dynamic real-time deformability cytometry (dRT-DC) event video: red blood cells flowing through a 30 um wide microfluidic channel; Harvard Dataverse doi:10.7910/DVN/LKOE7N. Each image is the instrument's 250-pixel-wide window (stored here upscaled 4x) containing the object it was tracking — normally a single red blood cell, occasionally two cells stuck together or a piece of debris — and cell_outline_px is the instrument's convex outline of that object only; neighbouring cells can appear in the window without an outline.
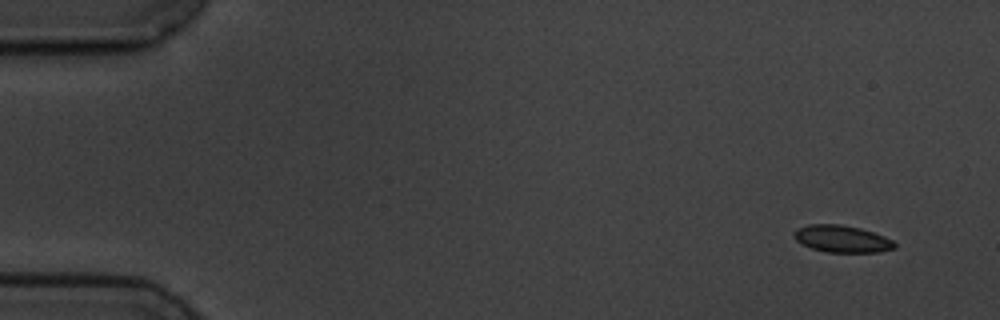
{"species": "common noctule bat (a hibernating species)", "species_latin": "Nyctalus noctula", "temperature_condition": "cold", "stored_images_in_passage": 4, "camera_frame_rate_fps": 3000, "um_per_image_px": 0.085, "animal": {"sex": "male", "body_mass_g": 19.5, "forearm_length_mm": 54.6}, "frame": {"image": 1, "passage_image": 1, "time_ms": 0.0, "image_size_px": [1000, 320], "cell_outline_px": [[896, 248], [880, 252], [828, 252], [812, 248], [800, 244], [792, 236], [792, 232], [796, 228], [808, 224], [840, 224], [860, 228], [884, 236], [892, 240], [896, 244]], "centroid_in_image_um": [71.52, 20.3], "position_along_channel_um": 13.5, "area_um2": 16.01}}
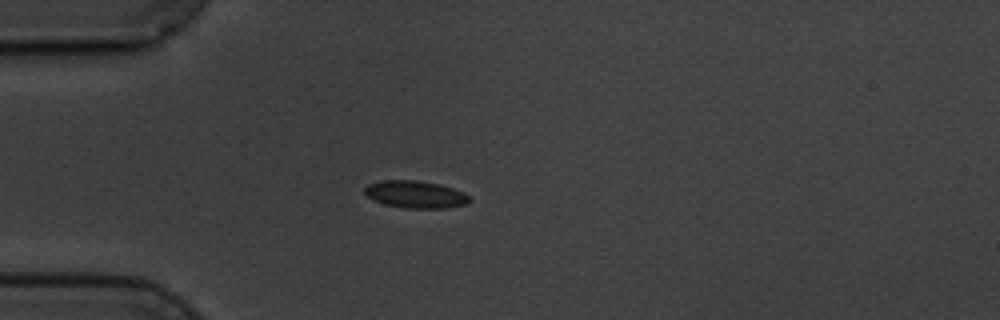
{"frame": {"image": 2, "passage_image": 4, "time_ms": 4.0, "image_size_px": [1000, 320], "cell_outline_px": [[472, 200], [468, 204], [448, 208], [404, 208], [384, 204], [372, 200], [364, 192], [364, 188], [368, 184], [380, 180], [416, 180], [440, 184], [464, 192], [472, 196]], "centroid_in_image_um": [35.35, 16.53], "position_along_channel_um": 49.6, "area_um2": 16.99}}